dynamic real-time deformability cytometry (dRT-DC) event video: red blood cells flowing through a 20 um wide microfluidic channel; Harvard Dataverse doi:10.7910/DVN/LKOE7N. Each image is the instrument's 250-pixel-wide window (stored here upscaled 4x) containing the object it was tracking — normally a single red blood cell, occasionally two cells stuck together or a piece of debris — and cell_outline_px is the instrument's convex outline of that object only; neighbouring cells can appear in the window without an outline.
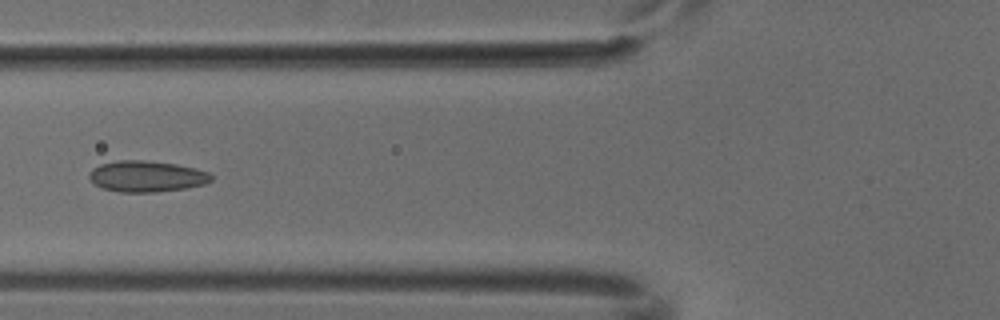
{"species": "common noctule bat (a hibernating species)", "species_latin": "Nyctalus noctula", "temperature_condition": "cold", "stored_images_in_passage": 5, "camera_frame_rate_fps": 3000, "um_per_image_px": 0.085, "animal": {"sex": "male", "body_mass_g": 18.8}, "frame": {"image": 1, "passage_image": 4, "time_ms": 1.0, "image_size_px": [1000, 320], "cell_outline_px": [[212, 180], [204, 184], [184, 188], [156, 192], [120, 192], [100, 188], [88, 176], [88, 172], [92, 168], [100, 164], [120, 160], [144, 160], [176, 164], [196, 168], [208, 172], [212, 176]], "centroid_in_image_um": [12.44, 14.98], "position_along_channel_um": 113.4, "area_um2": 22.14}}
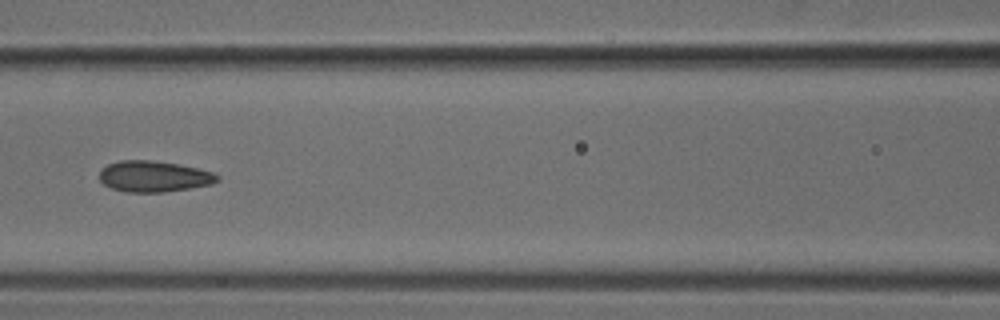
{"frame": {"image": 2, "passage_image": 5, "time_ms": 1.333, "image_size_px": [1000, 320], "cell_outline_px": [[220, 180], [212, 184], [164, 192], [128, 192], [112, 188], [104, 184], [100, 180], [100, 172], [108, 164], [120, 160], [148, 160], [180, 164], [212, 172], [220, 176]], "centroid_in_image_um": [13.1, 14.99], "position_along_channel_um": 153.5, "area_um2": 21.15}}